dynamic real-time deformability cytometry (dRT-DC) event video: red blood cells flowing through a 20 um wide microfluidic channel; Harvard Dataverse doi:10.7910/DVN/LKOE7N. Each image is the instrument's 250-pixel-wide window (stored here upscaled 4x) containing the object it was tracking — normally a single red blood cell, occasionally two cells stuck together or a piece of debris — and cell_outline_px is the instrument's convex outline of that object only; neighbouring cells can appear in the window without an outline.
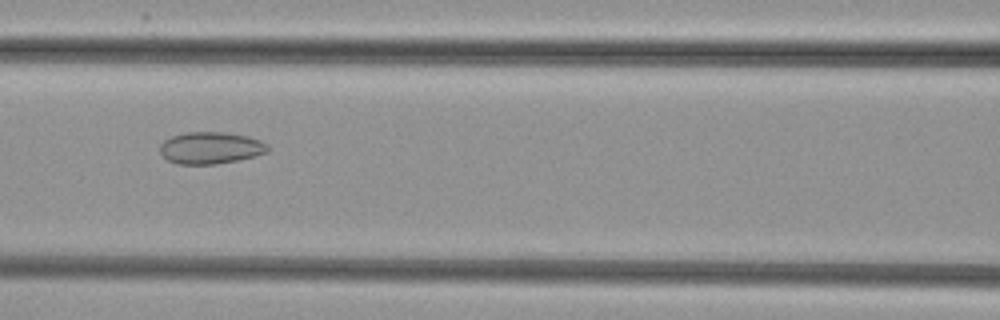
{"species": "common noctule bat (a hibernating species)", "species_latin": "Nyctalus noctula", "temperature_condition": "cold", "stored_images_in_passage": 49, "camera_frame_rate_fps": 3000, "um_per_image_px": 0.085, "animal": {"sex": "female", "body_mass_g": 29.2, "forearm_length_mm": 56.3}, "frame": {"image": 1, "passage_image": 24, "time_ms": 7.667, "image_size_px": [1000, 320], "cell_outline_px": [[268, 152], [236, 160], [216, 164], [176, 164], [168, 160], [160, 152], [160, 144], [164, 140], [172, 136], [188, 132], [224, 132], [248, 136], [260, 140], [268, 144]], "centroid_in_image_um": [17.89, 12.56], "position_along_channel_um": 148.7, "area_um2": 19.94}}
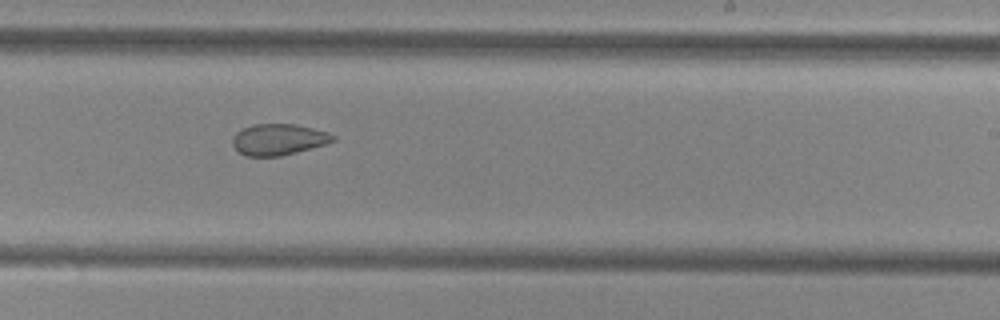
{"frame": {"image": 2, "passage_image": 33, "time_ms": 10.667, "image_size_px": [1000, 320], "cell_outline_px": [[336, 140], [328, 144], [280, 156], [244, 156], [232, 144], [232, 136], [240, 128], [252, 124], [296, 124], [328, 132], [336, 136]], "centroid_in_image_um": [23.67, 11.85], "position_along_channel_um": 265.3, "area_um2": 18.5}}
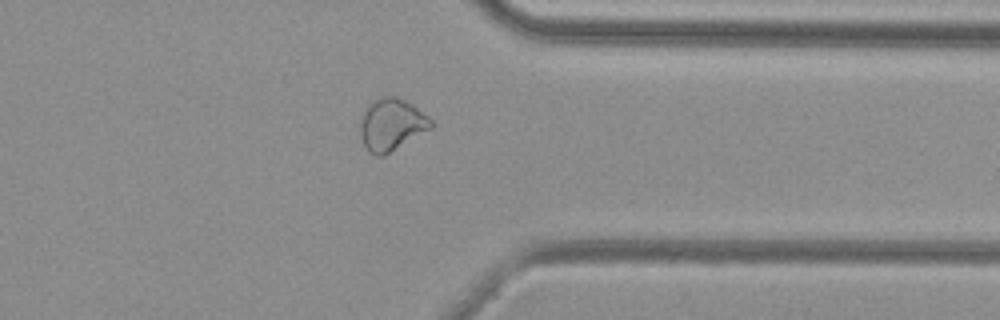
{"frame": {"image": 3, "passage_image": 42, "time_ms": 13.667, "image_size_px": [1000, 320], "cell_outline_px": [[436, 124], [432, 128], [384, 156], [376, 156], [368, 152], [364, 144], [360, 132], [360, 116], [364, 108], [368, 104], [380, 96], [396, 96], [412, 104], [428, 116]], "centroid_in_image_um": [33.27, 10.58], "position_along_channel_um": 378.1, "area_um2": 21.79}}